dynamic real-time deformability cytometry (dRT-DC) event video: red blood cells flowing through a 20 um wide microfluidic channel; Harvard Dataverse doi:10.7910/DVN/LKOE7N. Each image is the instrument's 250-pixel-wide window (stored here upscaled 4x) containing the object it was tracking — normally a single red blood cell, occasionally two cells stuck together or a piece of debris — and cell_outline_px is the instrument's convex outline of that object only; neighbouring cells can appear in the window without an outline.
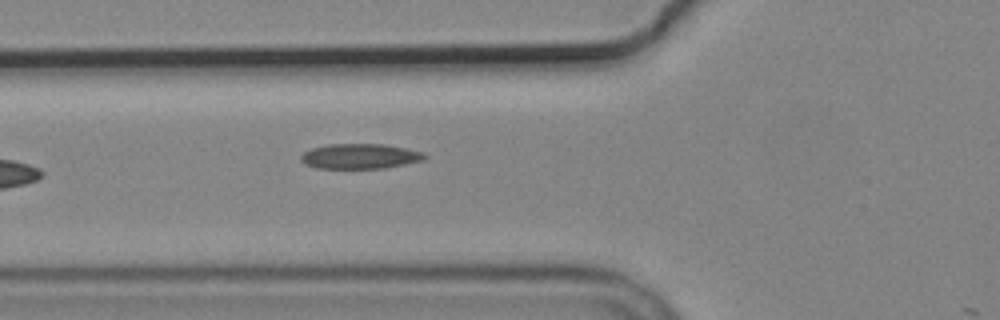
{"species": "common noctule bat (a hibernating species)", "species_latin": "Nyctalus noctula", "temperature_condition": "cold", "stored_images_in_passage": 5, "camera_frame_rate_fps": 3000, "um_per_image_px": 0.085, "animal": {"sex": "male", "body_mass_g": 19.2, "forearm_length_mm": 51.8}, "frame": {"image": 1, "passage_image": 4, "time_ms": 3.333, "image_size_px": [1000, 320], "cell_outline_px": [[428, 156], [424, 160], [384, 168], [316, 168], [304, 164], [300, 160], [300, 156], [304, 152], [312, 148], [328, 144], [384, 144], [424, 152]], "centroid_in_image_um": [30.59, 13.28], "position_along_channel_um": 95.2, "area_um2": 18.09}}